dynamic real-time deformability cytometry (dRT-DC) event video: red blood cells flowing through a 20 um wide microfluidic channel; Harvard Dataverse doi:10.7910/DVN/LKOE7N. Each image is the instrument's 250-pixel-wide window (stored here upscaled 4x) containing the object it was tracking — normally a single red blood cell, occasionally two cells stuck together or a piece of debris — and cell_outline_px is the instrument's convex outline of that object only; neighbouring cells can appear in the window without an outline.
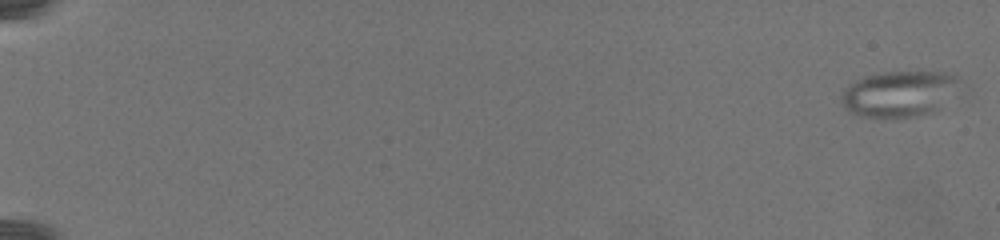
{"species": "common noctule bat (a hibernating species)", "species_latin": "Nyctalus noctula", "temperature_condition": "warm", "stored_images_in_passage": 61, "camera_frame_rate_fps": 3000, "um_per_image_px": 0.085, "animal": {"sex": "female", "body_mass_g": 19.5, "forearm_length_mm": 54.1}, "frame": {"image": 1, "passage_image": 1, "time_ms": 0.0, "image_size_px": [1000, 240], "cell_outline_px": [[968, 88], [960, 96], [928, 112], [912, 116], [860, 116], [848, 112], [844, 104], [844, 92], [848, 84], [864, 76], [880, 72], [920, 68], [944, 72], [956, 76], [968, 84]], "centroid_in_image_um": [76.67, 7.87], "position_along_channel_um": 8.3, "area_um2": 33.06}}
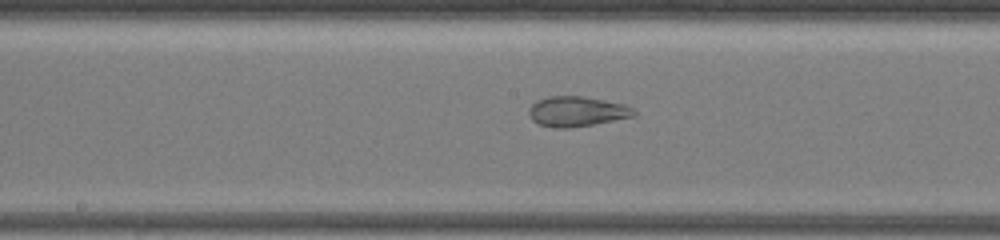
{"frame": {"image": 2, "passage_image": 35, "time_ms": 14.333, "image_size_px": [1000, 240], "cell_outline_px": [[636, 116], [592, 124], [568, 128], [556, 128], [536, 124], [532, 120], [528, 112], [528, 108], [536, 100], [548, 96], [580, 96], [604, 100], [624, 104], [632, 108], [636, 112]], "centroid_in_image_um": [48.99, 9.47], "position_along_channel_um": 199.2, "area_um2": 18.44}}
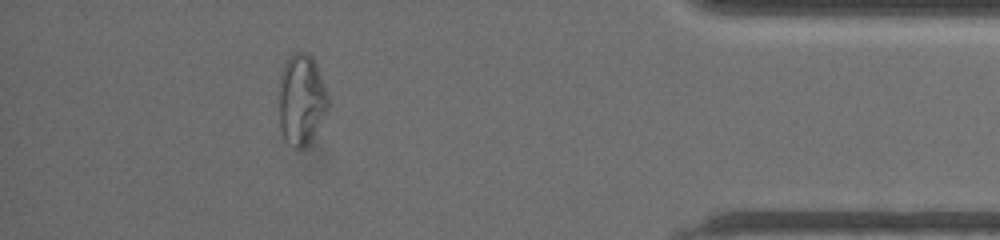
{"frame": {"image": 3, "passage_image": 55, "time_ms": 23.0, "image_size_px": [1000, 240], "cell_outline_px": [[328, 108], [308, 144], [304, 148], [292, 148], [284, 140], [280, 128], [280, 76], [284, 64], [292, 52], [308, 52], [312, 56], [316, 64], [328, 96]], "centroid_in_image_um": [25.6, 8.46], "position_along_channel_um": 409.6, "area_um2": 25.84}}